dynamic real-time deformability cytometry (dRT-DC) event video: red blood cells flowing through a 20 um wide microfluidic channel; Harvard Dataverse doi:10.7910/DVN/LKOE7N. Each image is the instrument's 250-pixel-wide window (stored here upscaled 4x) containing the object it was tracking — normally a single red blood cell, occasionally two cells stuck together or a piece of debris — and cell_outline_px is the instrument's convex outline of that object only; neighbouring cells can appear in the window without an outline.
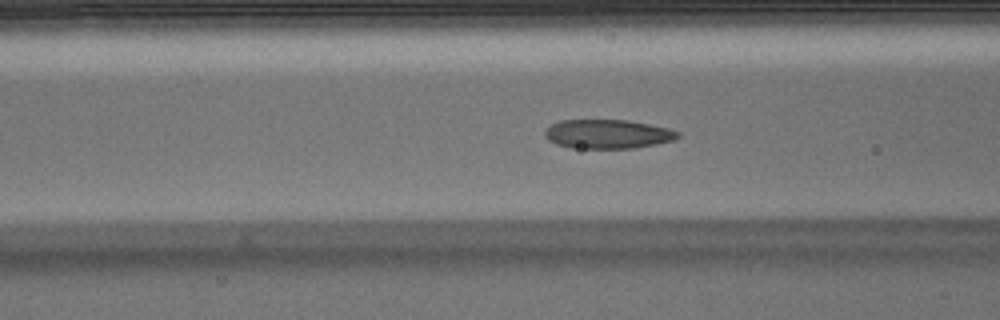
{"species": "Egyptian fruit bat (a non-hibernating species)", "species_latin": "Rousettus aegyptiacus", "temperature_condition": "warm", "stored_images_in_passage": 49, "camera_frame_rate_fps": 3000, "um_per_image_px": 0.085, "animal": {"sex": "male"}, "frame": {"image": 1, "passage_image": 17, "time_ms": 5.333, "image_size_px": [1000, 320], "cell_outline_px": [[680, 136], [672, 140], [656, 144], [632, 148], [572, 148], [556, 144], [548, 140], [544, 136], [544, 132], [552, 124], [560, 120], [628, 120], [668, 128], [680, 132]], "centroid_in_image_um": [51.64, 11.39], "position_along_channel_um": 115.0, "area_um2": 22.43}}
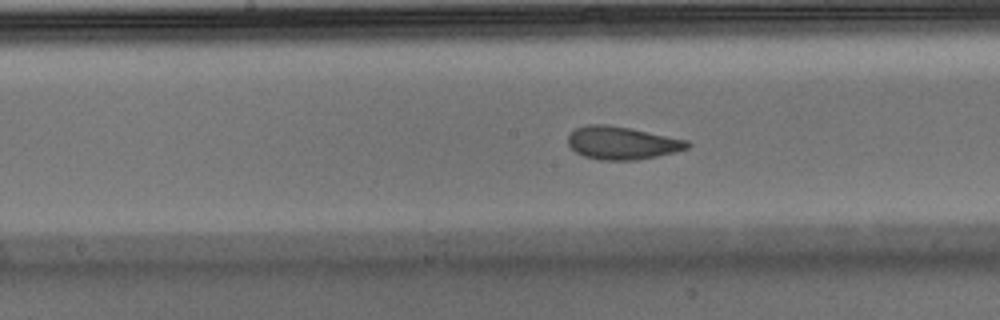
{"frame": {"image": 2, "passage_image": 23, "time_ms": 7.333, "image_size_px": [1000, 320], "cell_outline_px": [[692, 144], [688, 148], [676, 152], [636, 160], [600, 160], [584, 156], [576, 152], [568, 144], [568, 136], [576, 128], [588, 124], [604, 124], [628, 128], [688, 140]], "centroid_in_image_um": [52.88, 12.16], "position_along_channel_um": 195.3, "area_um2": 22.72}}
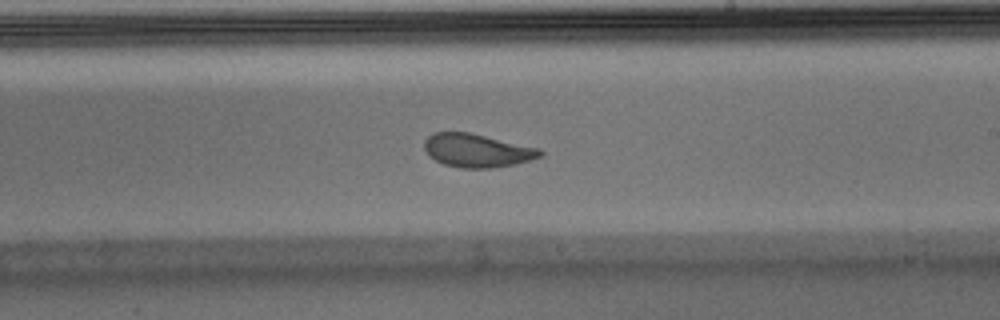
{"frame": {"image": 3, "passage_image": 27, "time_ms": 8.667, "image_size_px": [1000, 320], "cell_outline_px": [[544, 156], [532, 160], [516, 164], [492, 168], [460, 168], [444, 164], [436, 160], [424, 148], [424, 140], [432, 132], [468, 132], [540, 148], [544, 152]], "centroid_in_image_um": [40.6, 12.79], "position_along_channel_um": 248.4, "area_um2": 22.6}, "authors_computed_cell_mechanics": {"area_um2": 23.2356, "velocity_mm_per_s": 4.0058, "shape_relaxation_time_tau1_ms": 5.2639, "shape_relaxation_time_tau2_ms": 0.8109, "deformation_change_tau1": 0.1603, "deformation_change_tau2": 0.0572}}